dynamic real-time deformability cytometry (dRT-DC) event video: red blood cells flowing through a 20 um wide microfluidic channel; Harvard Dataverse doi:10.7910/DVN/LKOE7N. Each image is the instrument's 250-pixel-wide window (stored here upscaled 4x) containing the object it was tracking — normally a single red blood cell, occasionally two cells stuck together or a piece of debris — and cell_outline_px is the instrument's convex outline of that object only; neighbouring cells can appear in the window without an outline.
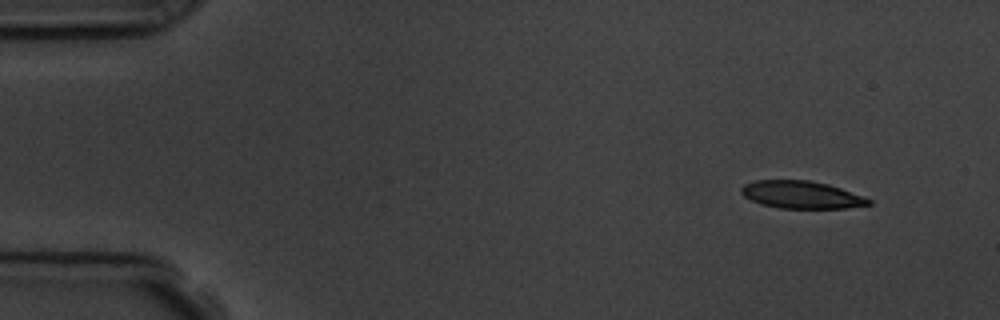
{"species": "common noctule bat (a hibernating species)", "species_latin": "Nyctalus noctula", "temperature_condition": "room temperature", "stored_images_in_passage": 5, "segment_of_instrument_passage": [2, 2], "camera_frame_rate_fps": 3000, "um_per_image_px": 0.085, "animal": {"sex": "male", "body_mass_g": 19.5, "forearm_length_mm": 54.6}, "frame": {"image": 1, "passage_image": 5, "time_ms": 5.333, "image_size_px": [1000, 320], "cell_outline_px": [[872, 204], [844, 208], [780, 208], [760, 204], [744, 196], [740, 192], [740, 188], [744, 184], [756, 180], [808, 180], [828, 184], [864, 196], [872, 200]], "centroid_in_image_um": [68.11, 16.55], "position_along_channel_um": 16.9, "area_um2": 20.4}}